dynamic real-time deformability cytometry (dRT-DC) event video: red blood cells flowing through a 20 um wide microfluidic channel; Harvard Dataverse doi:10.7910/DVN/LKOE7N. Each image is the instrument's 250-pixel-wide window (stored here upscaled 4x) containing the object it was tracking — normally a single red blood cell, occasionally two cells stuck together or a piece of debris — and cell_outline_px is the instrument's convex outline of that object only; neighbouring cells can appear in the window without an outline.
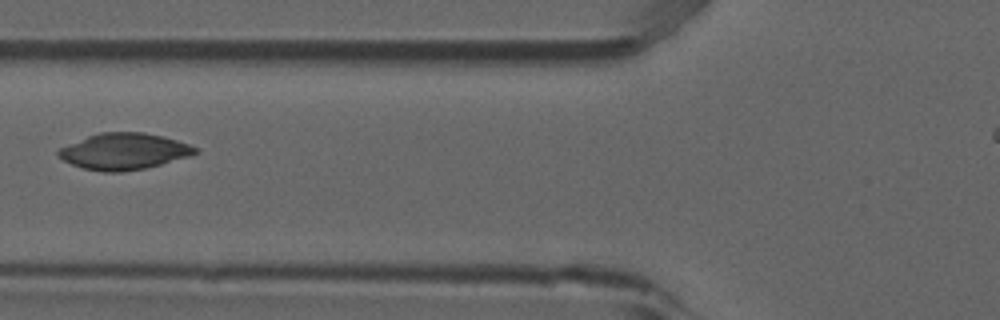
{"species": "common noctule bat (a hibernating species)", "species_latin": "Nyctalus noctula", "temperature_condition": "room temperature", "stored_images_in_passage": 3, "camera_frame_rate_fps": 3000, "um_per_image_px": 0.085, "animal": {"sex": "male", "forearm_length_mm": 52.5}, "frame": {"image": 1, "passage_image": 2, "time_ms": 0.333, "image_size_px": [1000, 320], "cell_outline_px": [[200, 152], [188, 156], [160, 164], [144, 168], [120, 172], [104, 172], [84, 168], [72, 164], [64, 160], [56, 152], [60, 148], [88, 136], [100, 132], [144, 132], [176, 140], [188, 144], [196, 148]], "centroid_in_image_um": [10.53, 12.86], "position_along_channel_um": 115.3, "area_um2": 28.44}}
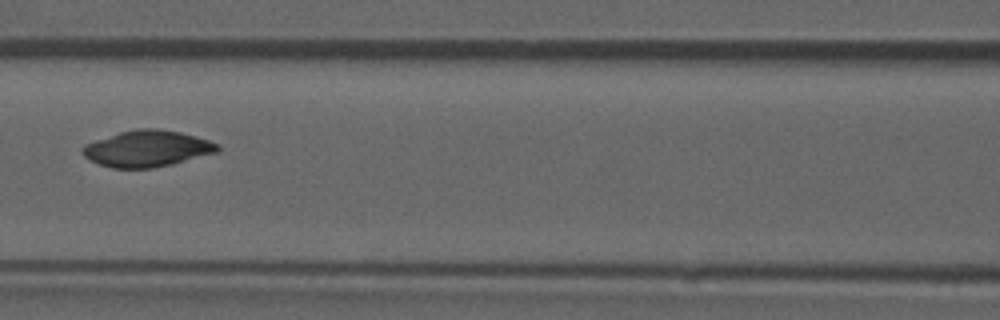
{"frame": {"image": 2, "passage_image": 3, "time_ms": 0.667, "image_size_px": [1000, 320], "cell_outline_px": [[220, 148], [216, 152], [172, 164], [152, 168], [112, 168], [88, 160], [80, 152], [80, 148], [84, 144], [120, 132], [136, 128], [156, 128], [180, 132], [196, 136], [220, 144]], "centroid_in_image_um": [12.47, 12.63], "position_along_channel_um": 154.1, "area_um2": 28.61}}